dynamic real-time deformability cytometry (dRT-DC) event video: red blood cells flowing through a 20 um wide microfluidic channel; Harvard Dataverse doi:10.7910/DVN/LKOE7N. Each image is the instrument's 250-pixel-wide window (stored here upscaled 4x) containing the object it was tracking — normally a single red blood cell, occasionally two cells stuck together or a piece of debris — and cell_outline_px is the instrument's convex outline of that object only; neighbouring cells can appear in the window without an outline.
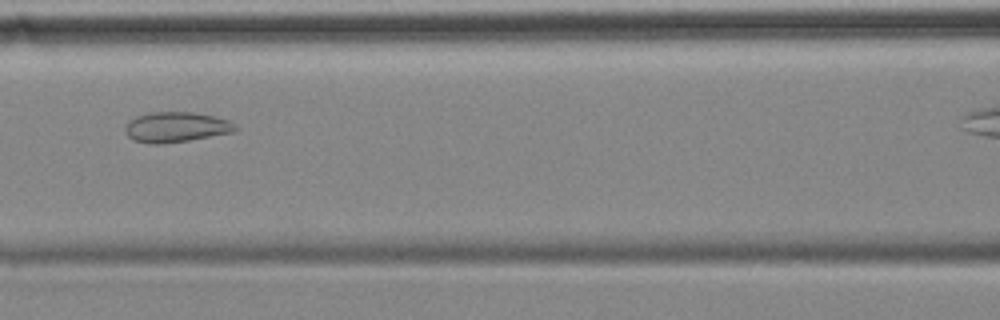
{"species": "common noctule bat (a hibernating species)", "species_latin": "Nyctalus noctula", "temperature_condition": "cold", "stored_images_in_passage": 40, "camera_frame_rate_fps": 3000, "um_per_image_px": 0.085, "animal": {"sex": "female", "body_mass_g": 18.4}, "frame": {"image": 1, "passage_image": 18, "time_ms": 5.667, "image_size_px": [1000, 320], "cell_outline_px": [[236, 128], [232, 132], [188, 140], [164, 144], [148, 144], [132, 140], [124, 132], [124, 128], [128, 120], [136, 116], [148, 112], [192, 112], [212, 116], [228, 120]], "centroid_in_image_um": [14.85, 10.81], "position_along_channel_um": 151.8, "area_um2": 19.36}}
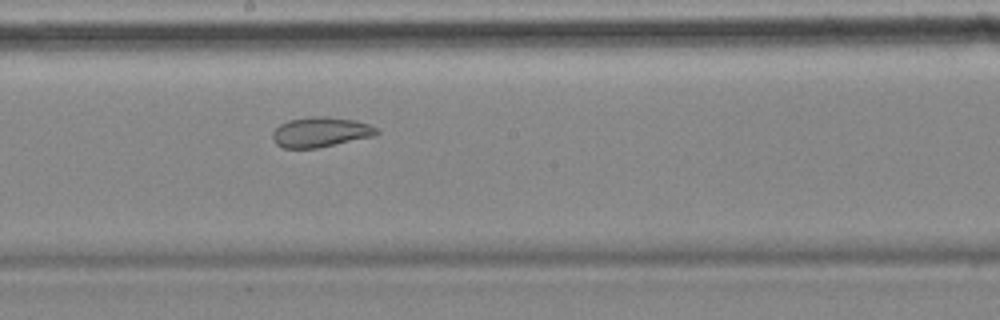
{"frame": {"image": 2, "passage_image": 24, "time_ms": 7.667, "image_size_px": [1000, 320], "cell_outline_px": [[380, 132], [376, 136], [316, 148], [284, 148], [276, 144], [272, 140], [272, 132], [280, 124], [288, 120], [312, 116], [328, 116], [356, 120], [368, 124], [376, 128]], "centroid_in_image_um": [27.25, 11.22], "position_along_channel_um": 221.0, "area_um2": 18.38}}
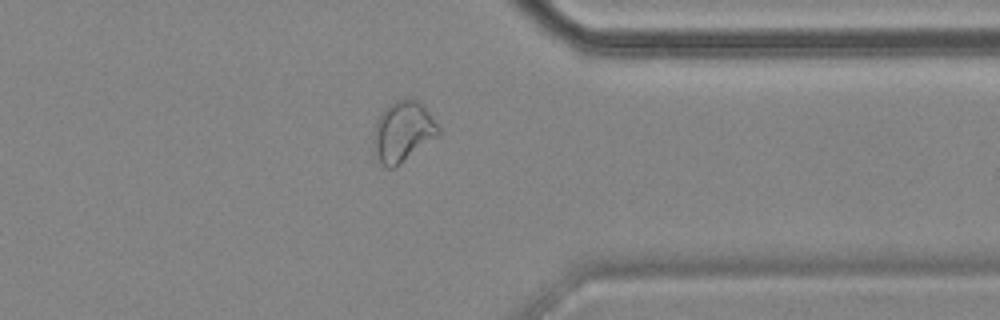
{"frame": {"image": 3, "passage_image": 38, "time_ms": 12.333, "image_size_px": [1000, 320], "cell_outline_px": [[440, 136], [400, 164], [392, 168], [384, 168], [372, 156], [372, 136], [376, 120], [384, 108], [388, 104], [404, 96], [408, 96], [420, 100], [424, 104], [440, 128]], "centroid_in_image_um": [34.22, 11.18], "position_along_channel_um": 377.2, "area_um2": 24.16}}